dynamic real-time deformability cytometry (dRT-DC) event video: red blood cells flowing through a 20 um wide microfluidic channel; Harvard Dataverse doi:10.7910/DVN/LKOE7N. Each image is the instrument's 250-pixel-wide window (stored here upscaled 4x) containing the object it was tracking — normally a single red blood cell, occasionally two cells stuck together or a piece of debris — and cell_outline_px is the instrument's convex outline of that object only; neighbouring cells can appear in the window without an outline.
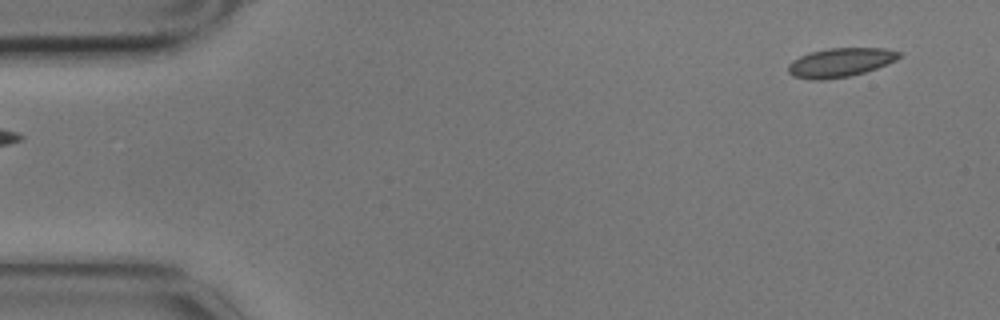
{"species": "common noctule bat (a hibernating species)", "species_latin": "Nyctalus noctula", "temperature_condition": "cold", "stored_images_in_passage": 3, "segment_of_instrument_passage": [2, 2], "camera_frame_rate_fps": 3000, "um_per_image_px": 0.085, "animal": {"sex": "male", "body_mass_g": 17.9}, "frame": {"image": 1, "passage_image": 3, "time_ms": 0.667, "image_size_px": [1000, 320], "cell_outline_px": [[900, 56], [896, 60], [876, 68], [864, 72], [848, 76], [824, 80], [812, 80], [792, 76], [788, 72], [788, 64], [792, 60], [800, 56], [812, 52], [828, 48], [884, 48], [900, 52]], "centroid_in_image_um": [71.39, 5.31], "position_along_channel_um": 13.6, "area_um2": 18.61}}